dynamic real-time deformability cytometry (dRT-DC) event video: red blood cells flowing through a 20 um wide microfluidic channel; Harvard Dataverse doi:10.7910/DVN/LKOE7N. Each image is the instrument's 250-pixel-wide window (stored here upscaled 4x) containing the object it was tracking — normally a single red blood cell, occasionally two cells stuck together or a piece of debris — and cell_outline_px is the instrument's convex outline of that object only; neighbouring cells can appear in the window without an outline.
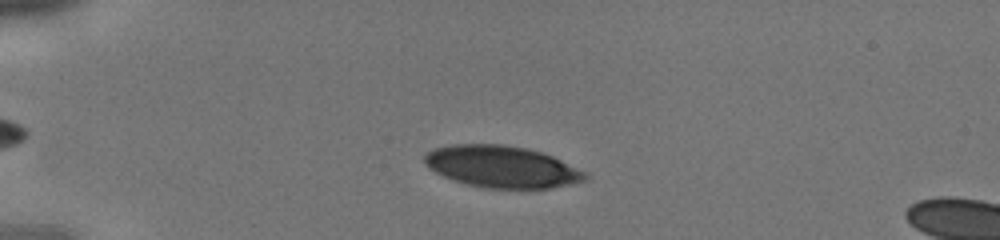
{"species": "human", "species_latin": "Homo sapiens", "temperature_condition": "cold", "stored_images_in_passage": 35, "camera_frame_rate_fps": 3000, "um_per_image_px": 0.085, "donor": {"sex": "male"}, "frame": {"image": 1, "passage_image": 8, "time_ms": 2.333, "image_size_px": [1000, 240], "cell_outline_px": [[588, 180], [552, 188], [484, 188], [468, 184], [444, 176], [428, 168], [424, 164], [424, 156], [432, 148], [452, 144], [504, 144], [528, 148], [552, 156], [588, 172]], "centroid_in_image_um": [42.67, 14.16], "position_along_channel_um": 42.3, "area_um2": 39.3}}
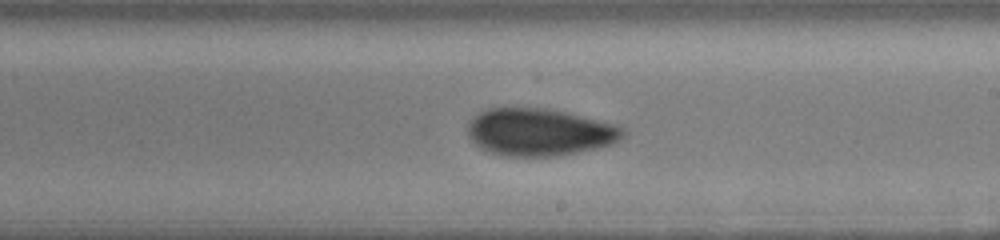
{"frame": {"image": 2, "passage_image": 23, "time_ms": 7.333, "image_size_px": [1000, 240], "cell_outline_px": [[628, 132], [620, 140], [612, 144], [596, 148], [560, 156], [504, 156], [480, 148], [468, 136], [468, 124], [480, 112], [488, 108], [552, 108], [620, 124]], "centroid_in_image_um": [45.95, 11.22], "position_along_channel_um": 243.1, "area_um2": 43.35}}
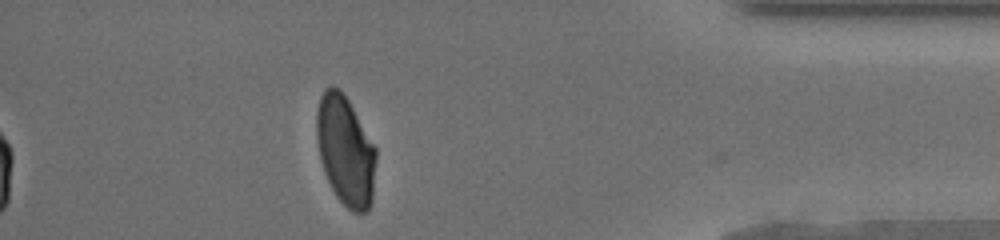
{"frame": {"image": 3, "passage_image": 35, "time_ms": 11.333, "image_size_px": [1000, 240], "cell_outline_px": [[376, 160], [372, 204], [368, 212], [352, 212], [336, 196], [324, 172], [320, 156], [316, 136], [316, 112], [320, 96], [324, 88], [332, 84], [340, 88], [348, 100], [376, 148]], "centroid_in_image_um": [29.36, 12.79], "position_along_channel_um": 405.8, "area_um2": 38.15}}